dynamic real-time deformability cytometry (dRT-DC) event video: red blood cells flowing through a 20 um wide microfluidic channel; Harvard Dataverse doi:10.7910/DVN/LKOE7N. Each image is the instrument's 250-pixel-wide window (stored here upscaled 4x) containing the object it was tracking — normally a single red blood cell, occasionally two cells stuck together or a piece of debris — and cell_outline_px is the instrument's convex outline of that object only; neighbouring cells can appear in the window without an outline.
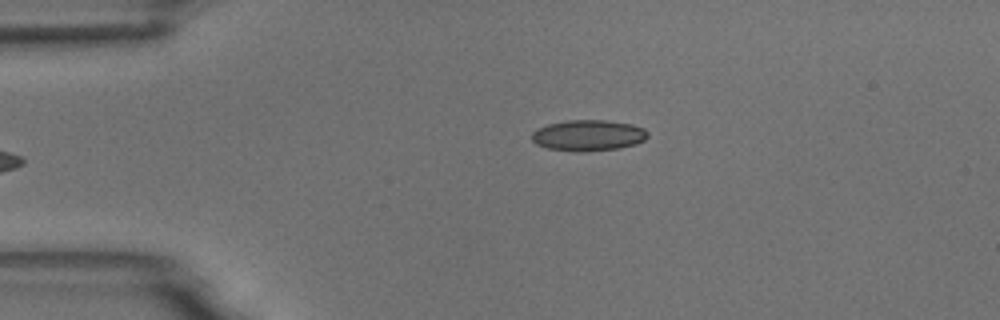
{"species": "common noctule bat (a hibernating species)", "species_latin": "Nyctalus noctula", "temperature_condition": "room temperature", "stored_images_in_passage": 4, "camera_frame_rate_fps": 3000, "um_per_image_px": 0.085, "animal": {"sex": "male", "body_mass_g": 18.8}, "frame": {"image": 1, "passage_image": 4, "time_ms": 4.333, "image_size_px": [1000, 320], "cell_outline_px": [[648, 136], [644, 140], [636, 144], [620, 148], [584, 152], [576, 152], [548, 148], [536, 144], [532, 140], [532, 132], [536, 128], [548, 124], [568, 120], [604, 120], [632, 124], [644, 128], [648, 132]], "centroid_in_image_um": [50.0, 11.51], "position_along_channel_um": 35.0, "area_um2": 21.1}}